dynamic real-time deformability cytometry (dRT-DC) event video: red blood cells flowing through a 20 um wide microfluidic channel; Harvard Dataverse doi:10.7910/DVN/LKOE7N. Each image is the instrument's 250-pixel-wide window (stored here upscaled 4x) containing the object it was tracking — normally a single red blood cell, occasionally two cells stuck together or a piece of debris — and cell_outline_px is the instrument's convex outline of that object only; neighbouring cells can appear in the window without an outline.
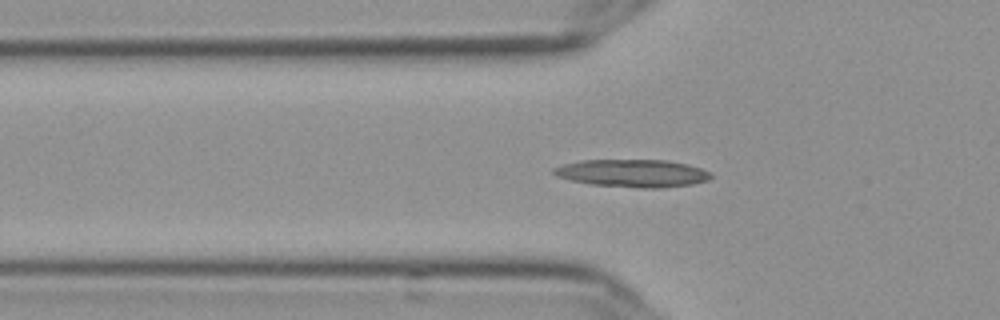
{"species": "Egyptian fruit bat (a non-hibernating species)", "species_latin": "Rousettus aegyptiacus", "temperature_condition": "cold", "stored_images_in_passage": 31, "camera_frame_rate_fps": 3000, "um_per_image_px": 0.085, "frame": {"image": 1, "passage_image": 2, "time_ms": 0.333, "image_size_px": [1000, 320], "cell_outline_px": [[712, 176], [708, 180], [692, 184], [660, 188], [640, 188], [588, 184], [556, 176], [552, 172], [552, 168], [564, 164], [580, 160], [664, 160], [688, 164], [700, 168], [708, 172]], "centroid_in_image_um": [53.74, 14.72], "position_along_channel_um": 72.1, "area_um2": 25.32}}
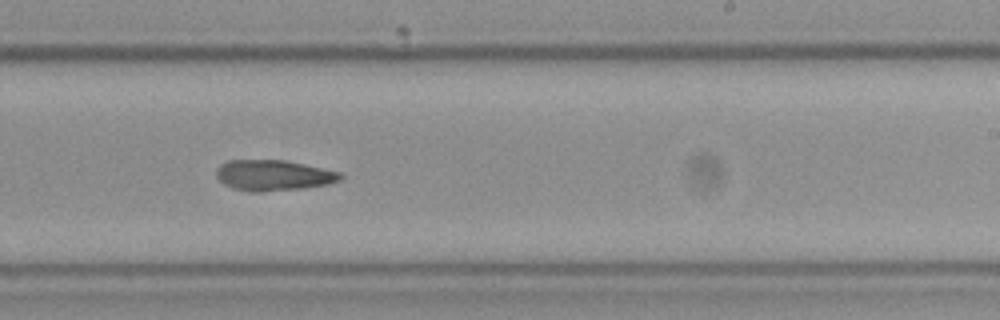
{"frame": {"image": 2, "passage_image": 18, "time_ms": 5.667, "image_size_px": [1000, 320], "cell_outline_px": [[344, 176], [340, 180], [328, 184], [304, 188], [260, 192], [248, 192], [232, 188], [224, 184], [216, 176], [216, 168], [220, 164], [228, 160], [284, 160], [304, 164], [340, 172]], "centroid_in_image_um": [23.22, 14.91], "position_along_channel_um": 265.8, "area_um2": 22.31}}
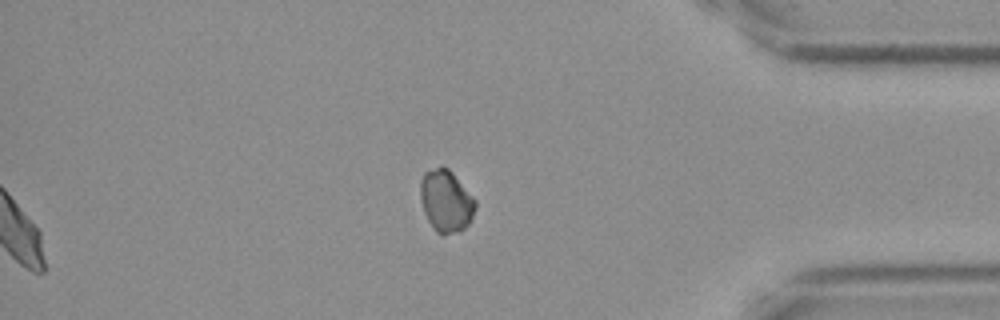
{"frame": {"image": 3, "passage_image": 31, "time_ms": 10.0, "image_size_px": [1000, 320], "cell_outline_px": [[476, 208], [472, 220], [460, 232], [444, 236], [436, 232], [432, 228], [424, 212], [420, 196], [420, 180], [424, 172], [436, 168], [448, 168], [452, 172], [476, 200]], "centroid_in_image_um": [37.92, 17.13], "position_along_channel_um": 397.3, "area_um2": 20.06}, "authors_computed_cell_mechanics": {"area_um2": 21.964, "velocity_mm_per_s": 3.6303, "shape_relaxation_time_tau1_ms": null, "shape_relaxation_time_tau2_ms": 3.9685, "deformation_change_tau1": null, "deformation_change_tau2": 0.1089}}